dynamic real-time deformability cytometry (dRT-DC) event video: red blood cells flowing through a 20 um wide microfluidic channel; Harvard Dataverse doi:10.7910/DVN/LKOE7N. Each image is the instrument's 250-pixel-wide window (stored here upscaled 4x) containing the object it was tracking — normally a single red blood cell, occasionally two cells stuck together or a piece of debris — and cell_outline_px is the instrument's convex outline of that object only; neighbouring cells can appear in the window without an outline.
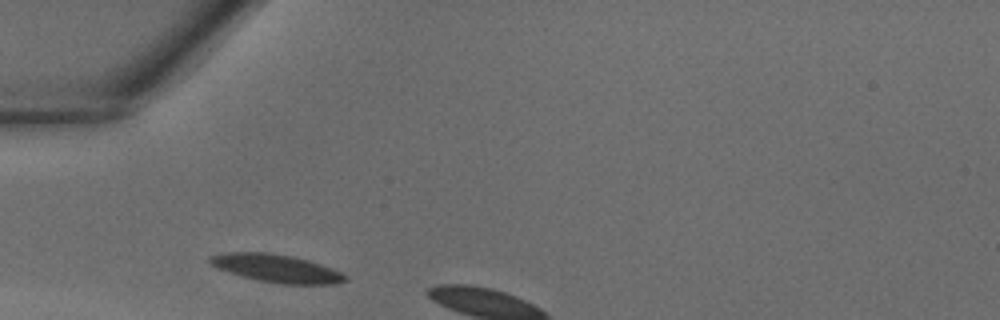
{"species": "common noctule bat (a hibernating species)", "species_latin": "Nyctalus noctula", "temperature_condition": "warm", "stored_images_in_passage": 3, "camera_frame_rate_fps": 3000, "um_per_image_px": 0.085, "animal": {"sex": "male", "body_mass_g": 18.8}, "frame": {"image": 1, "passage_image": 1, "time_ms": 0.0, "image_size_px": [1000, 320], "cell_outline_px": [[348, 280], [336, 284], [284, 284], [256, 280], [216, 268], [208, 260], [208, 256], [224, 252], [272, 252], [292, 256], [308, 260], [332, 268], [348, 276]], "centroid_in_image_um": [23.5, 22.8], "position_along_channel_um": 61.5, "area_um2": 22.14}}